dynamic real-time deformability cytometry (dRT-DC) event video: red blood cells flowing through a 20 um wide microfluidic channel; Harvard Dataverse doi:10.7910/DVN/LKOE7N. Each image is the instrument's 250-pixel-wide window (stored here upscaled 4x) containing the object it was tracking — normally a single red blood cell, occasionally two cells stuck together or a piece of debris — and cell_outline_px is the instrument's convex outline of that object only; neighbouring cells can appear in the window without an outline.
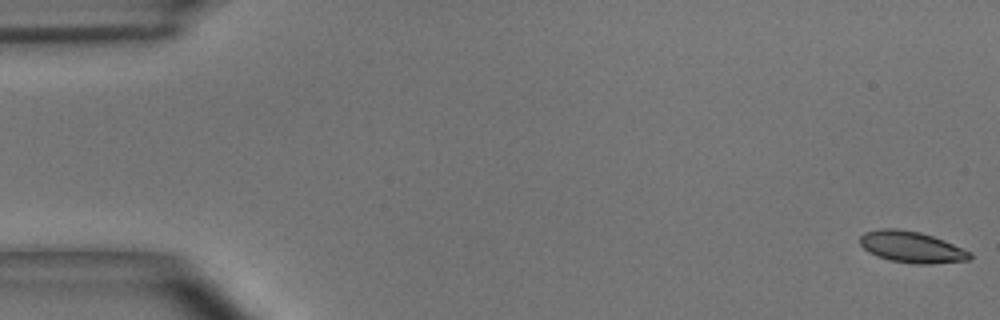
{"species": "common noctule bat (a hibernating species)", "species_latin": "Nyctalus noctula", "temperature_condition": "room temperature", "stored_images_in_passage": 56, "camera_frame_rate_fps": 3000, "um_per_image_px": 0.085, "animal": {"sex": "male", "body_mass_g": 15.6}, "frame": {"image": 1, "passage_image": 1, "time_ms": 0.0, "image_size_px": [1000, 320], "cell_outline_px": [[972, 256], [968, 260], [932, 264], [916, 264], [888, 260], [876, 256], [868, 252], [860, 244], [860, 236], [864, 232], [880, 228], [896, 228], [920, 232], [944, 240], [972, 252]], "centroid_in_image_um": [77.47, 21.0], "position_along_channel_um": 7.5, "area_um2": 20.23}}
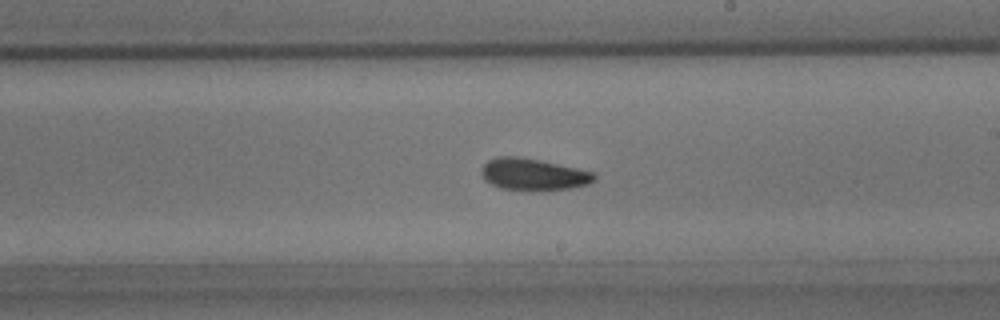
{"frame": {"image": 2, "passage_image": 32, "time_ms": 10.333, "image_size_px": [1000, 320], "cell_outline_px": [[596, 180], [588, 184], [572, 188], [532, 192], [500, 188], [484, 180], [480, 172], [480, 168], [488, 160], [496, 156], [516, 156], [576, 168], [592, 172], [596, 176]], "centroid_in_image_um": [45.28, 14.85], "position_along_channel_um": 243.7, "area_um2": 21.15}}
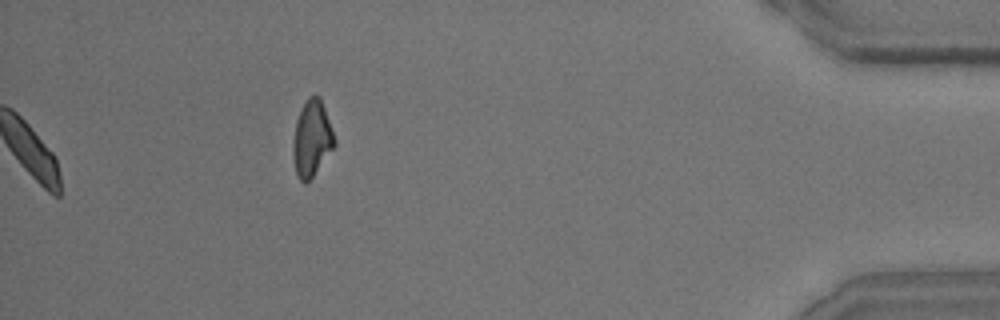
{"frame": {"image": 3, "passage_image": 56, "time_ms": 18.333, "image_size_px": [1000, 320], "cell_outline_px": [[336, 144], [312, 176], [304, 184], [300, 180], [296, 172], [292, 156], [292, 144], [296, 120], [308, 96], [320, 96], [336, 140]], "centroid_in_image_um": [26.49, 11.77], "position_along_channel_um": 408.7, "area_um2": 18.09}, "authors_computed_cell_mechanics": {"area_um2": 20.1144, "velocity_mm_per_s": 3.6141, "shape_relaxation_time_tau1_ms": 3.9894, "shape_relaxation_time_tau2_ms": 3.4981, "deformation_change_tau1": 0.0946, "deformation_change_tau2": 0.0775}}